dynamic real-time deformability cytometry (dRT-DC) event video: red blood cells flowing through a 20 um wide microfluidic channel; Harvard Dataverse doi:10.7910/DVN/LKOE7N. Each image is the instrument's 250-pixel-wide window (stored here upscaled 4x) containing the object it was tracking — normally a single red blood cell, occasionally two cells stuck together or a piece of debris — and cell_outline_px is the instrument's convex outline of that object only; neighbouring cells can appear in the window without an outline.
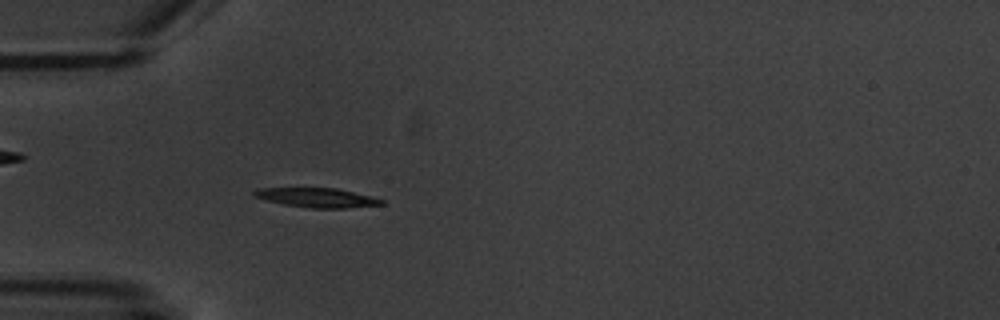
{"species": "common noctule bat (a hibernating species)", "species_latin": "Nyctalus noctula", "temperature_condition": "warm", "stored_images_in_passage": 4, "camera_frame_rate_fps": 3000, "um_per_image_px": 0.085, "animal": {"sex": "male", "body_mass_g": 20.1, "forearm_length_mm": 53.5}, "frame": {"image": 1, "passage_image": 4, "time_ms": 4.667, "image_size_px": [1000, 320], "cell_outline_px": [[384, 204], [344, 208], [312, 208], [284, 204], [252, 196], [252, 192], [256, 188], [336, 188], [372, 196], [384, 200]], "centroid_in_image_um": [26.94, 16.79], "position_along_channel_um": 58.1, "area_um2": 14.28}}